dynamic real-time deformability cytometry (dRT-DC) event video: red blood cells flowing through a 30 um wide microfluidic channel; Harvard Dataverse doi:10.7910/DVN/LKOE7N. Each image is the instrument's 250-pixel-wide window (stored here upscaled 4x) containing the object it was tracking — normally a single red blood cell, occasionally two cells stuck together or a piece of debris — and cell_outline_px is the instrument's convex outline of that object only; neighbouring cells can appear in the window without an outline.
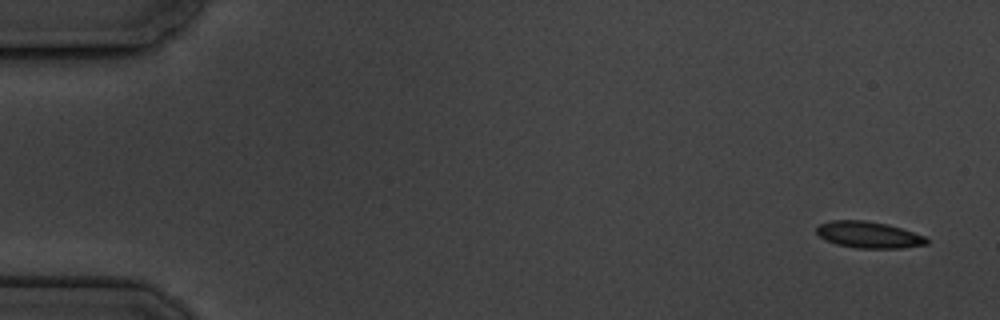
{"species": "common noctule bat (a hibernating species)", "species_latin": "Nyctalus noctula", "temperature_condition": "cold", "stored_images_in_passage": 10, "camera_frame_rate_fps": 3000, "um_per_image_px": 0.085, "animal": {"sex": "male", "body_mass_g": 19.5, "forearm_length_mm": 54.6}, "frame": {"image": 1, "passage_image": 1, "time_ms": 0.0, "image_size_px": [1000, 320], "cell_outline_px": [[928, 244], [900, 248], [856, 248], [836, 244], [824, 240], [816, 232], [816, 228], [820, 224], [832, 220], [864, 220], [888, 224], [924, 236], [928, 240]], "centroid_in_image_um": [73.8, 19.96], "position_along_channel_um": 11.2, "area_um2": 16.94}}
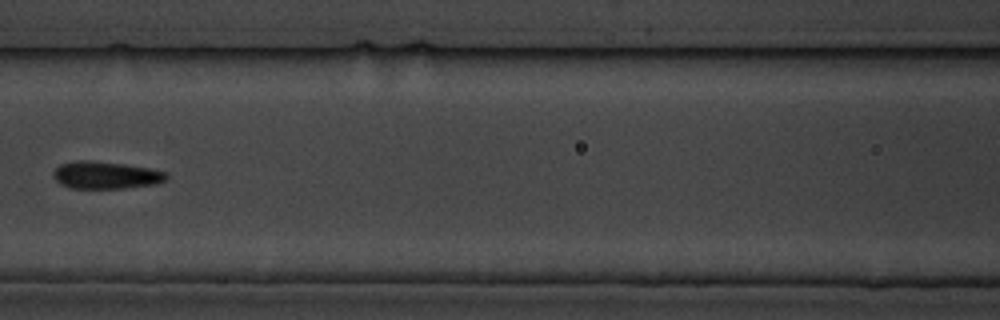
{"frame": {"image": 2, "passage_image": 8, "time_ms": 8.0, "image_size_px": [1000, 320], "cell_outline_px": [[168, 180], [156, 184], [124, 188], [68, 188], [60, 184], [52, 176], [52, 172], [60, 164], [76, 160], [88, 160], [124, 164], [148, 168], [168, 172]], "centroid_in_image_um": [8.99, 14.89], "position_along_channel_um": 157.6, "area_um2": 18.21}}
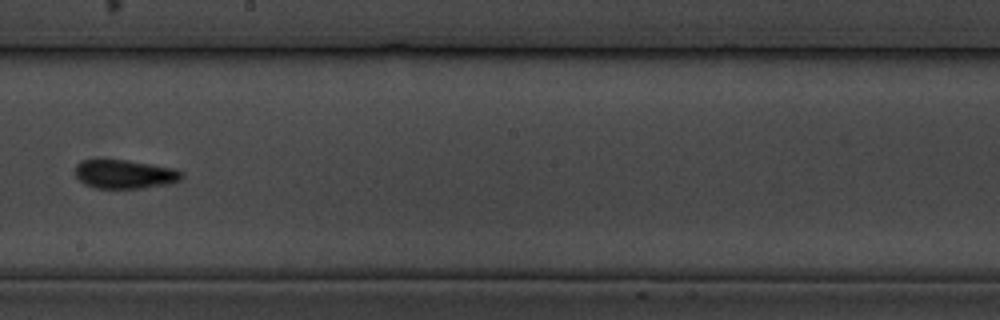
{"frame": {"image": 3, "passage_image": 10, "time_ms": 10.333, "image_size_px": [1000, 320], "cell_outline_px": [[184, 176], [180, 180], [168, 184], [144, 188], [96, 188], [84, 184], [76, 176], [76, 164], [80, 160], [128, 160], [176, 168], [184, 172]], "centroid_in_image_um": [10.65, 14.8], "position_along_channel_um": 237.6, "area_um2": 18.03}}